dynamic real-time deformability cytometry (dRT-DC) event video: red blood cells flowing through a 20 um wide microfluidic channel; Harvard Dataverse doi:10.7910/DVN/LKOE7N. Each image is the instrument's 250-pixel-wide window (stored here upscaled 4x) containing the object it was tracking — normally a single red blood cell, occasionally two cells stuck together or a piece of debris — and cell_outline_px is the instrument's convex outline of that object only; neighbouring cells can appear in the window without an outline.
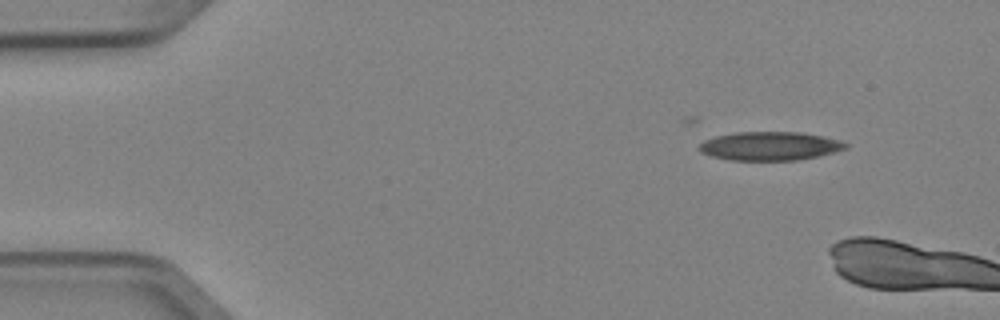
{"species": "Egyptian fruit bat (a non-hibernating species)", "species_latin": "Rousettus aegyptiacus", "temperature_condition": "cold", "stored_images_in_passage": 2, "camera_frame_rate_fps": 3000, "um_per_image_px": 0.085, "animal": {"sex": "female"}, "frame": {"image": 1, "passage_image": 1, "time_ms": 0.0, "image_size_px": [1000, 320], "cell_outline_px": [[848, 148], [816, 156], [796, 160], [728, 160], [712, 156], [700, 152], [700, 144], [704, 140], [716, 136], [736, 132], [800, 132], [824, 136], [840, 140], [848, 144]], "centroid_in_image_um": [65.44, 12.41], "position_along_channel_um": 19.6, "area_um2": 24.33}}